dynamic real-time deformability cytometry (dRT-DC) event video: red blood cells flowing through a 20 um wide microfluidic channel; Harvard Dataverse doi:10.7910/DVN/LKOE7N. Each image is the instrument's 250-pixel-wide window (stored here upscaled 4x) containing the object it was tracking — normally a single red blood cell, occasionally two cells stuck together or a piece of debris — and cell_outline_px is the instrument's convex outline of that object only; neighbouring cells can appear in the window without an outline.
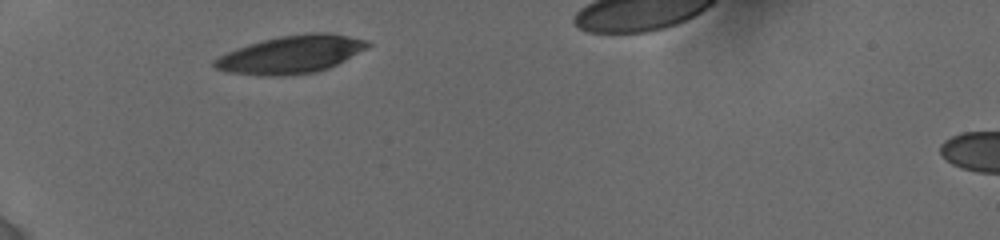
{"species": "human", "species_latin": "Homo sapiens", "temperature_condition": "cold", "stored_images_in_passage": 9, "camera_frame_rate_fps": 3000, "um_per_image_px": 0.085, "donor": {"sex": "female"}, "frame": {"image": 1, "passage_image": 1, "time_ms": 0.0, "image_size_px": [1000, 240], "cell_outline_px": [[372, 44], [344, 60], [328, 68], [316, 72], [284, 76], [260, 76], [228, 72], [216, 68], [212, 64], [212, 60], [236, 48], [248, 44], [280, 36], [308, 32], [328, 32], [368, 40]], "centroid_in_image_um": [24.72, 4.63], "position_along_channel_um": 60.3, "area_um2": 33.64}}
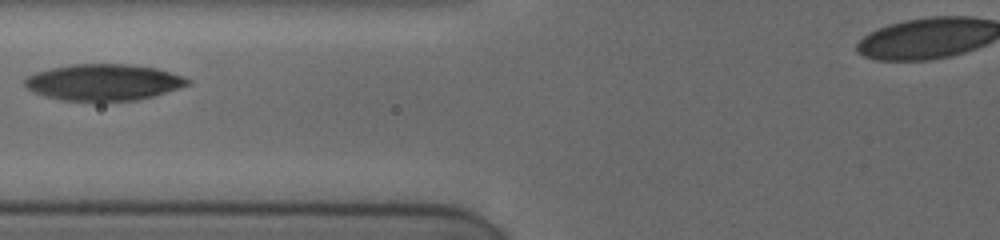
{"frame": {"image": 2, "passage_image": 6, "time_ms": 2.0, "image_size_px": [1000, 240], "cell_outline_px": [[192, 80], [188, 84], [152, 96], [136, 100], [64, 100], [44, 96], [32, 92], [24, 84], [24, 80], [28, 76], [36, 72], [52, 68], [72, 64], [132, 64], [156, 68]], "centroid_in_image_um": [8.75, 6.98], "position_along_channel_um": 117.0, "area_um2": 33.93}}
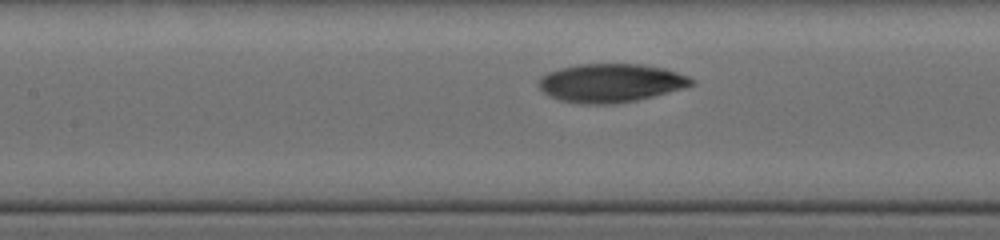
{"frame": {"image": 3, "passage_image": 9, "time_ms": 3.0, "image_size_px": [1000, 240], "cell_outline_px": [[696, 84], [684, 88], [636, 100], [612, 104], [584, 104], [560, 100], [544, 92], [540, 88], [540, 76], [548, 72], [560, 68], [576, 64], [640, 64], [664, 68], [688, 76], [696, 80]], "centroid_in_image_um": [51.94, 7.04], "position_along_channel_um": 155.5, "area_um2": 34.16}}